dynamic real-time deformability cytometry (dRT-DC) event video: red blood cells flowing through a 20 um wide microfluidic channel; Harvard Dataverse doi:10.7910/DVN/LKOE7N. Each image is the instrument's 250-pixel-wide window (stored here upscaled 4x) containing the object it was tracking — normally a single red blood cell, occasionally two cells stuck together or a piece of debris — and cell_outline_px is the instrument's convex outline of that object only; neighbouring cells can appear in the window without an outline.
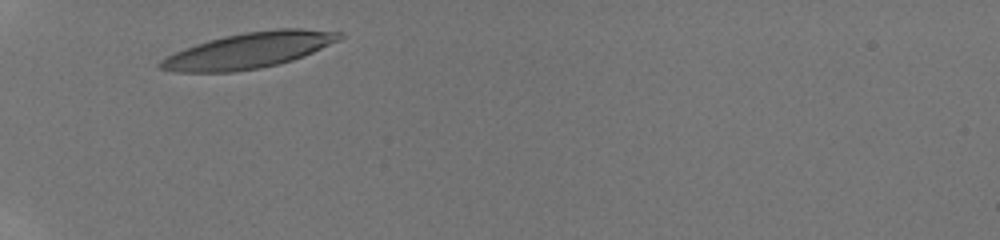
{"species": "human", "species_latin": "Homo sapiens", "temperature_condition": "room temperature", "stored_images_in_passage": 10, "camera_frame_rate_fps": 3000, "um_per_image_px": 0.085, "donor": {"sex": "male"}, "frame": {"image": 1, "passage_image": 1, "time_ms": 0.0, "image_size_px": [1000, 240], "cell_outline_px": [[344, 36], [340, 40], [304, 56], [280, 64], [260, 68], [232, 72], [176, 72], [156, 68], [156, 64], [160, 60], [184, 48], [196, 44], [224, 36], [244, 32], [276, 28], [300, 28], [344, 32]], "centroid_in_image_um": [21.18, 4.28], "position_along_channel_um": 63.8, "area_um2": 37.45}}
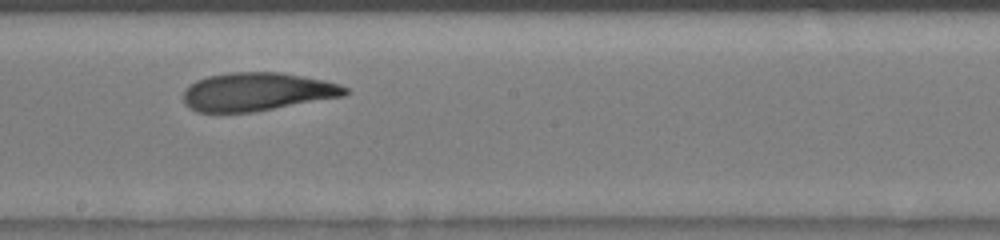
{"frame": {"image": 2, "passage_image": 6, "time_ms": 1.667, "image_size_px": [1000, 240], "cell_outline_px": [[348, 92], [344, 96], [252, 112], [196, 112], [188, 108], [184, 104], [184, 92], [188, 84], [196, 80], [208, 76], [232, 72], [280, 72], [304, 76], [324, 80], [340, 84], [348, 88]], "centroid_in_image_um": [21.83, 7.8], "position_along_channel_um": 226.4, "area_um2": 36.18}}
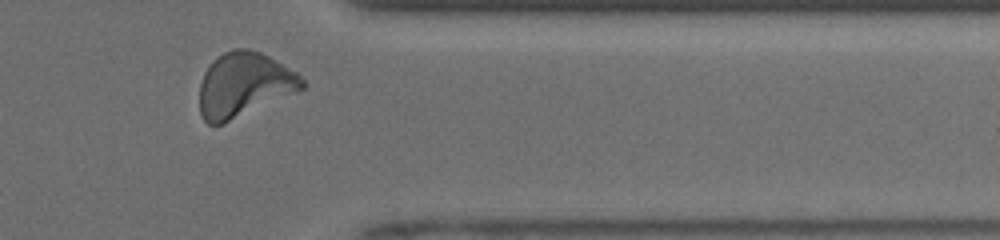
{"frame": {"image": 3, "passage_image": 10, "time_ms": 3.0, "image_size_px": [1000, 240], "cell_outline_px": [[304, 88], [296, 92], [224, 124], [208, 124], [200, 116], [200, 84], [204, 72], [212, 60], [224, 52], [232, 48], [248, 48], [260, 52], [268, 56], [296, 72], [304, 80]], "centroid_in_image_um": [20.71, 7.2], "position_along_channel_um": 390.7, "area_um2": 38.49}}